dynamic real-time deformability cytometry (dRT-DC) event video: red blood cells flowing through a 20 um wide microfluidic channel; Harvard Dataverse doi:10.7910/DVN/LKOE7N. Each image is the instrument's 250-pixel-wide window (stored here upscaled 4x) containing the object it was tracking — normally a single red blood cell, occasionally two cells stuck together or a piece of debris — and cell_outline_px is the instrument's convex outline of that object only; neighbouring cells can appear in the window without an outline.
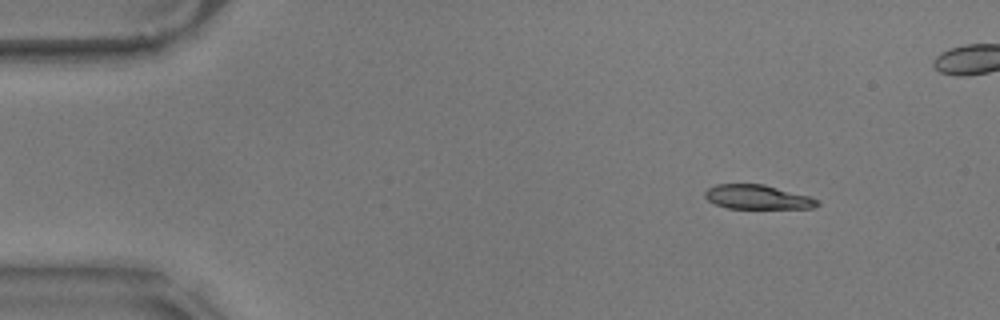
{"species": "common noctule bat (a hibernating species)", "species_latin": "Nyctalus noctula", "temperature_condition": "warm", "stored_images_in_passage": 57, "segment_of_instrument_passage": [1, 2], "camera_frame_rate_fps": 3000, "um_per_image_px": 0.085, "animal": {"sex": "male", "body_mass_g": 17.9}, "frame": {"image": 1, "passage_image": 6, "time_ms": 1.667, "image_size_px": [1000, 320], "cell_outline_px": [[820, 204], [812, 208], [728, 208], [716, 204], [708, 200], [704, 196], [704, 192], [708, 188], [716, 184], [764, 184], [808, 196], [820, 200]], "centroid_in_image_um": [64.38, 16.75], "position_along_channel_um": 20.6, "area_um2": 15.78}}
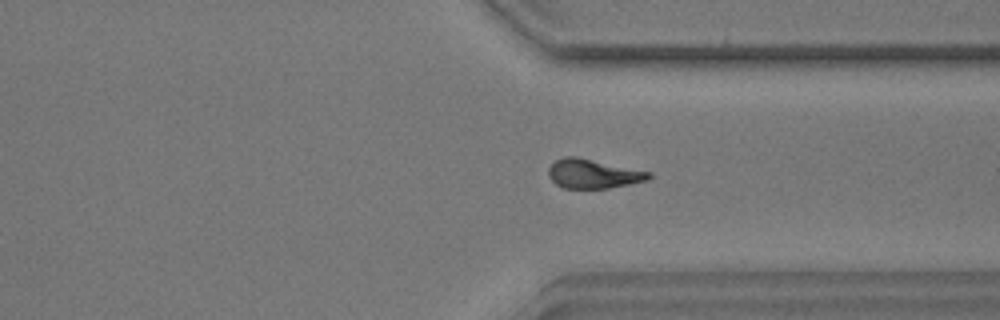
{"frame": {"image": 2, "passage_image": 42, "time_ms": 13.667, "image_size_px": [1000, 320], "cell_outline_px": [[652, 176], [648, 180], [608, 188], [564, 188], [556, 184], [548, 176], [548, 168], [556, 160], [564, 156], [576, 156], [652, 172]], "centroid_in_image_um": [50.42, 14.76], "position_along_channel_um": 361.0, "area_um2": 17.05}}
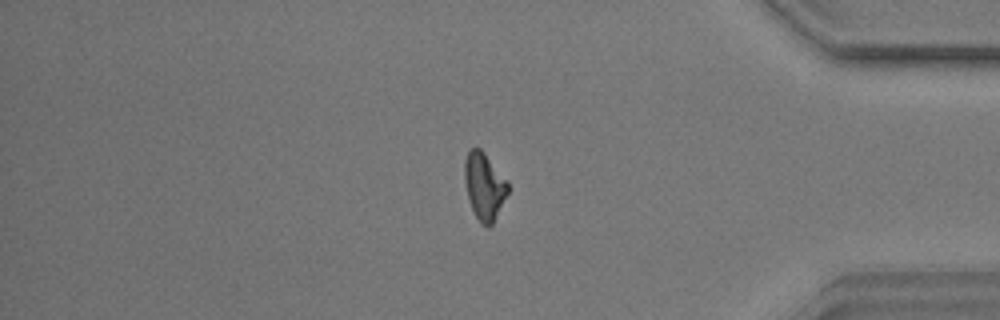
{"frame": {"image": 3, "passage_image": 47, "time_ms": 15.333, "image_size_px": [1000, 320], "cell_outline_px": [[508, 192], [492, 224], [488, 228], [480, 224], [472, 208], [468, 196], [464, 180], [464, 160], [468, 152], [472, 148], [480, 148], [484, 152], [508, 180]], "centroid_in_image_um": [41.16, 15.81], "position_along_channel_um": 394.0, "area_um2": 16.88}}